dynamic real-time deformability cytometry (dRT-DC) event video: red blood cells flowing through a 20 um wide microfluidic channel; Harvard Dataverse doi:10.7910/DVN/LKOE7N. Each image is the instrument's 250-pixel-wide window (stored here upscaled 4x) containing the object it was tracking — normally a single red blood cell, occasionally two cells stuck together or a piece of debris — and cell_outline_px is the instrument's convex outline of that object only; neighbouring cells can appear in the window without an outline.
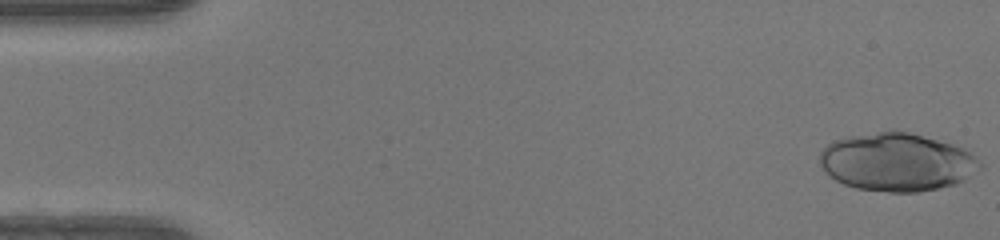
{"species": "human", "species_latin": "Homo sapiens", "temperature_condition": "warm", "stored_images_in_passage": 21, "camera_frame_rate_fps": 3000, "um_per_image_px": 0.085, "donor": {"sex": "female"}, "frame": {"image": 1, "passage_image": 1, "time_ms": 0.0, "image_size_px": [1000, 240], "cell_outline_px": [[984, 168], [964, 180], [956, 184], [920, 192], [888, 192], [856, 188], [844, 184], [836, 180], [820, 164], [820, 152], [828, 144], [836, 140], [852, 136], [892, 128], [908, 132], [952, 144], [964, 148], [972, 152], [984, 164]], "centroid_in_image_um": [76.31, 13.77], "position_along_channel_um": 8.7, "area_um2": 54.62}}
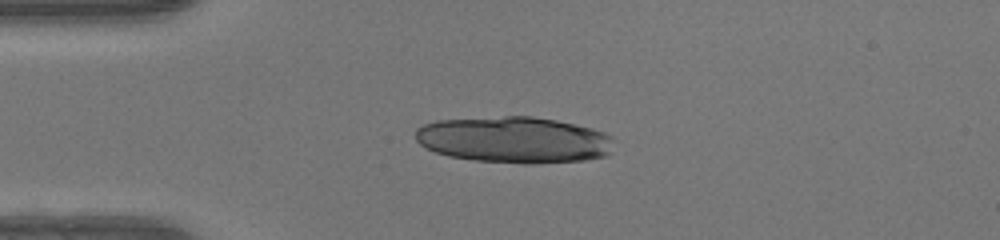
{"frame": {"image": 2, "passage_image": 12, "time_ms": 3.667, "image_size_px": [1000, 240], "cell_outline_px": [[612, 140], [608, 156], [584, 160], [528, 164], [524, 164], [476, 160], [448, 156], [436, 152], [420, 144], [416, 140], [416, 128], [424, 124], [436, 120], [504, 116], [532, 116], [556, 120], [592, 128], [604, 132], [612, 136]], "centroid_in_image_um": [43.69, 11.88], "position_along_channel_um": 41.3, "area_um2": 53.64}}